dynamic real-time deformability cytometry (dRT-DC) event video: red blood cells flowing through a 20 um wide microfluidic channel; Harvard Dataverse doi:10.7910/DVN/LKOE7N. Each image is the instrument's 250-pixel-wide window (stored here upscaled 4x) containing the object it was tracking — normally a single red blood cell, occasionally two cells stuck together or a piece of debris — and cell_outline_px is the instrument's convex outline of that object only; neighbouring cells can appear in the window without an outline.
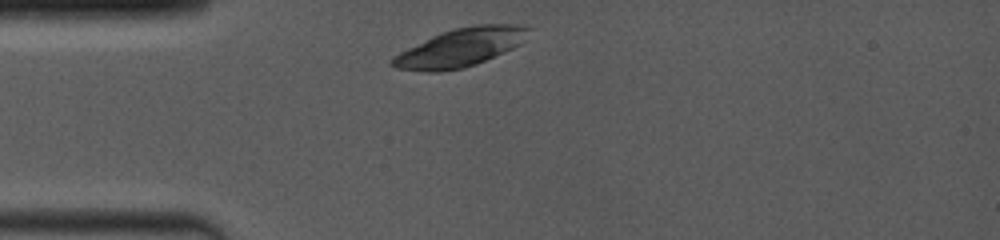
{"species": "common noctule bat (a hibernating species)", "species_latin": "Nyctalus noctula", "temperature_condition": "room temperature", "stored_images_in_passage": 3, "camera_frame_rate_fps": 4000, "um_per_image_px": 0.085, "animal": {"sex": "female", "body_mass_g": 19.0, "forearm_length_mm": 53.3}, "frame": {"image": 1, "passage_image": 1, "time_ms": 0.0, "image_size_px": [1000, 240], "cell_outline_px": [[532, 28], [528, 40], [512, 48], [476, 64], [464, 68], [440, 72], [428, 72], [396, 68], [392, 64], [392, 56], [440, 32], [456, 28], [476, 24], [516, 24]], "centroid_in_image_um": [39.19, 4.03], "position_along_channel_um": 45.8, "area_um2": 30.4}}